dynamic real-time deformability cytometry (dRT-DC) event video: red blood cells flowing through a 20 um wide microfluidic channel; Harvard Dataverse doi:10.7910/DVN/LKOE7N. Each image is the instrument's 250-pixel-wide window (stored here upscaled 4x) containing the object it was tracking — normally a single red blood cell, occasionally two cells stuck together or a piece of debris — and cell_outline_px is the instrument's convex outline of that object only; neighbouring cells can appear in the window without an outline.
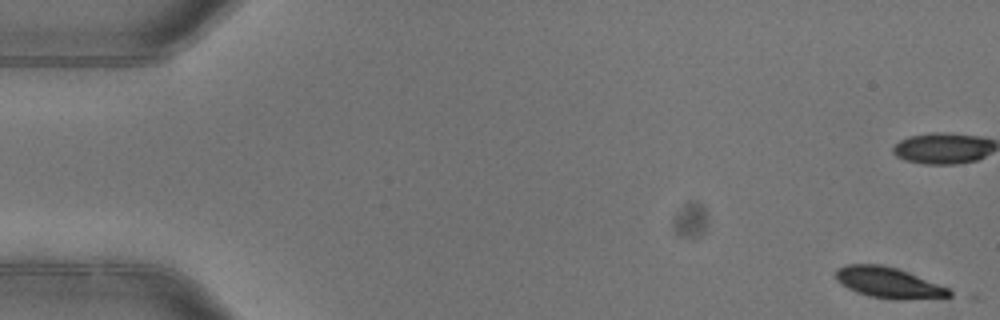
{"species": "common noctule bat (a hibernating species)", "species_latin": "Nyctalus noctula", "temperature_condition": "warm", "stored_images_in_passage": 6, "camera_frame_rate_fps": 3000, "um_per_image_px": 0.085, "animal": {"sex": "female"}, "frame": {"image": 1, "passage_image": 1, "time_ms": 0.0, "image_size_px": [1000, 320], "cell_outline_px": [[952, 296], [904, 300], [896, 300], [868, 296], [856, 292], [840, 284], [836, 280], [836, 268], [848, 264], [880, 264], [896, 268], [908, 272], [948, 288], [952, 292]], "centroid_in_image_um": [75.49, 24.03], "position_along_channel_um": 9.5, "area_um2": 20.35}}